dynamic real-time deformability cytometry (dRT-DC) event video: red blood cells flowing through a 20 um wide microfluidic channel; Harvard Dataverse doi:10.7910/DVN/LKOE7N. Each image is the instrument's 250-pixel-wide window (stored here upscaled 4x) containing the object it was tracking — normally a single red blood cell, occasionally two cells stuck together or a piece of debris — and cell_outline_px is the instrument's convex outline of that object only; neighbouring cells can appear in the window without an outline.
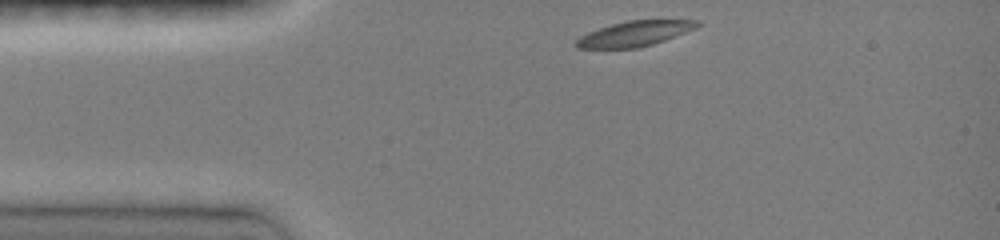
{"species": "common noctule bat (a hibernating species)", "species_latin": "Nyctalus noctula", "temperature_condition": "room temperature", "stored_images_in_passage": 31, "camera_frame_rate_fps": 3000, "um_per_image_px": 0.085, "animal": {"sex": "female", "body_mass_g": 19.0, "forearm_length_mm": 51.5}, "frame": {"image": 1, "passage_image": 1, "time_ms": 0.0, "image_size_px": [1000, 240], "cell_outline_px": [[704, 24], [696, 28], [664, 40], [640, 48], [576, 48], [576, 40], [580, 36], [588, 32], [612, 24], [628, 20], [700, 20]], "centroid_in_image_um": [53.98, 2.85], "position_along_channel_um": 31.0, "area_um2": 17.69}}